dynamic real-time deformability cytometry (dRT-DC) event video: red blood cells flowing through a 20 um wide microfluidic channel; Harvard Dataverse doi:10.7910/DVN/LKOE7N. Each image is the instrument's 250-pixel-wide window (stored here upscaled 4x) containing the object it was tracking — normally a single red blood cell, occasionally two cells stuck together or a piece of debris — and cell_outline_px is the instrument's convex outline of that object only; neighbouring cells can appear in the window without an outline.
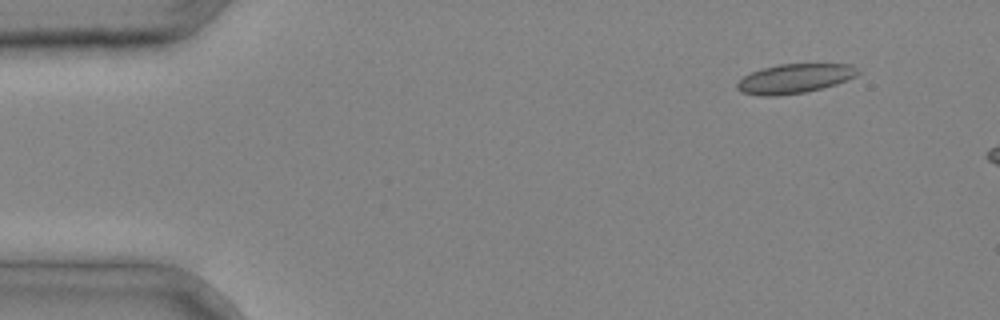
{"species": "common noctule bat (a hibernating species)", "species_latin": "Nyctalus noctula", "temperature_condition": "cold", "stored_images_in_passage": 4, "segment_of_instrument_passage": [2, 2], "camera_frame_rate_fps": 3000, "um_per_image_px": 0.085, "animal": {"sex": "male", "body_mass_g": 20.4}, "frame": {"image": 1, "passage_image": 4, "time_ms": 1.0, "image_size_px": [1000, 320], "cell_outline_px": [[860, 72], [856, 76], [836, 84], [804, 92], [776, 96], [760, 96], [740, 92], [736, 88], [736, 84], [744, 76], [760, 68], [776, 64], [852, 64]], "centroid_in_image_um": [67.51, 6.67], "position_along_channel_um": 17.5, "area_um2": 20.69}}